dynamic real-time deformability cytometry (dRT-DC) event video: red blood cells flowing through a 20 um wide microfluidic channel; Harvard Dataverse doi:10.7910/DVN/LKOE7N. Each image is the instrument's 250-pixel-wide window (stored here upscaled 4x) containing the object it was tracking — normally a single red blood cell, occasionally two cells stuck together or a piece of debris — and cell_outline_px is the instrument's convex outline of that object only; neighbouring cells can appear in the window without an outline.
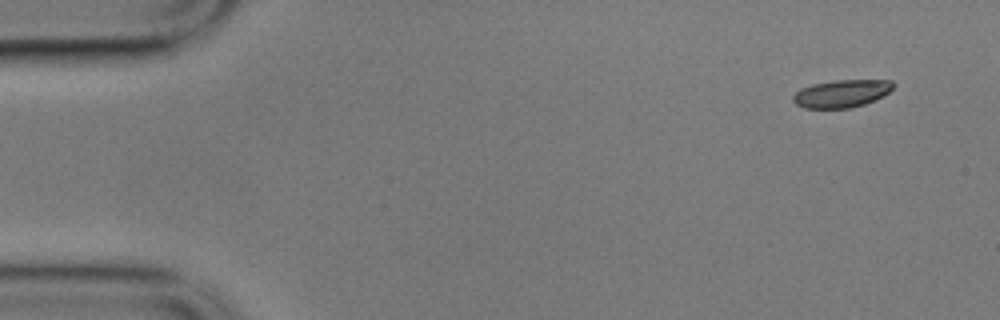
{"species": "common noctule bat (a hibernating species)", "species_latin": "Nyctalus noctula", "temperature_condition": "cold", "stored_images_in_passage": 52, "camera_frame_rate_fps": 3000, "um_per_image_px": 0.085, "animal": {"sex": "male", "body_mass_g": 17.9}, "frame": {"image": 1, "passage_image": 1, "time_ms": 0.0, "image_size_px": [1000, 320], "cell_outline_px": [[896, 84], [884, 96], [876, 100], [864, 104], [848, 108], [804, 108], [796, 104], [792, 100], [792, 96], [800, 88], [812, 84], [836, 80], [892, 80]], "centroid_in_image_um": [71.54, 7.95], "position_along_channel_um": 13.5, "area_um2": 16.24}}
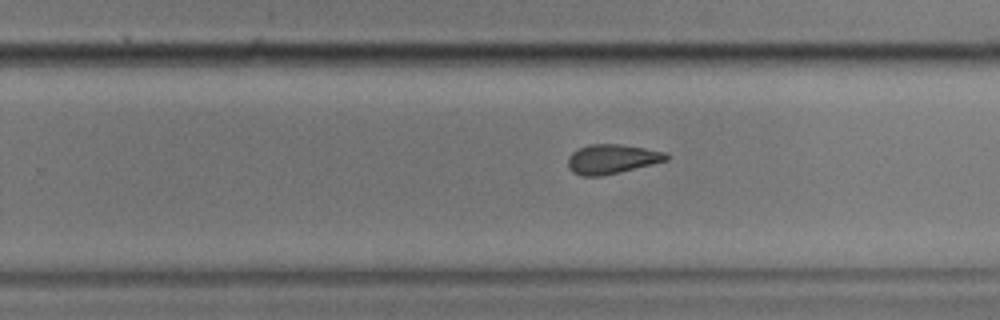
{"frame": {"image": 2, "passage_image": 32, "time_ms": 10.333, "image_size_px": [1000, 320], "cell_outline_px": [[668, 160], [620, 172], [600, 176], [580, 176], [572, 172], [568, 168], [568, 156], [572, 152], [588, 144], [620, 144], [644, 148], [664, 152], [668, 156]], "centroid_in_image_um": [51.97, 13.52], "position_along_channel_um": 277.8, "area_um2": 16.82}}
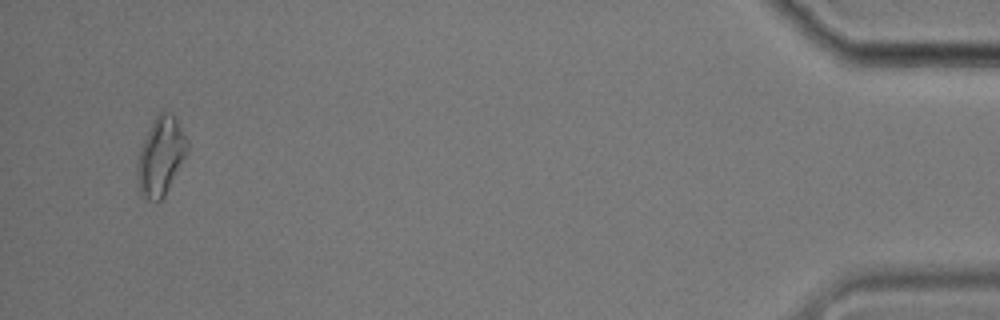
{"frame": {"image": 3, "passage_image": 51, "time_ms": 16.667, "image_size_px": [1000, 320], "cell_outline_px": [[188, 152], [164, 196], [156, 204], [140, 196], [136, 180], [136, 164], [140, 148], [152, 120], [160, 112], [168, 112], [176, 116], [188, 140]], "centroid_in_image_um": [13.64, 13.3], "position_along_channel_um": 421.6, "area_um2": 23.29}}